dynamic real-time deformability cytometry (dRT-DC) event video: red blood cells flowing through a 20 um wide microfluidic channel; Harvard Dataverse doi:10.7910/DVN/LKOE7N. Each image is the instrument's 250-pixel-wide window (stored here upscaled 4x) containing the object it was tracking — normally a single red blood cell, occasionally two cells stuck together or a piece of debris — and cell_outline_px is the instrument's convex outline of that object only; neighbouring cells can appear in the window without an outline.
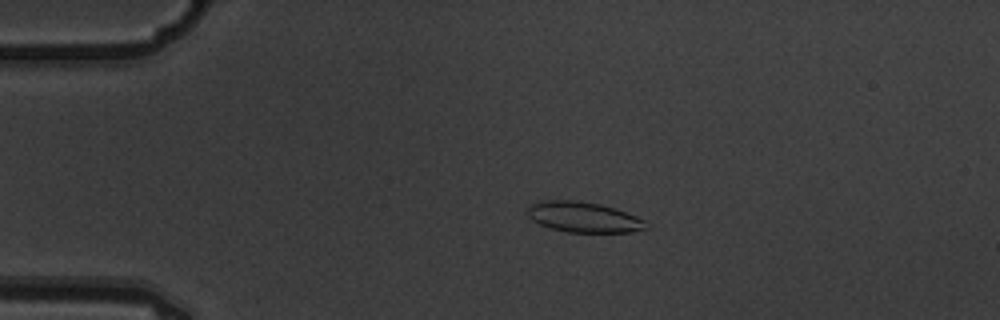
{"species": "common noctule bat (a hibernating species)", "species_latin": "Nyctalus noctula", "temperature_condition": "warm", "stored_images_in_passage": 5, "camera_frame_rate_fps": 3000, "um_per_image_px": 0.085, "animal": {"sex": "male", "body_mass_g": 19.5, "forearm_length_mm": 54.6}, "frame": {"image": 1, "passage_image": 4, "time_ms": 1.0, "image_size_px": [1000, 320], "cell_outline_px": [[648, 228], [632, 232], [568, 232], [548, 228], [532, 220], [528, 216], [528, 208], [536, 200], [576, 200], [600, 204], [636, 216], [644, 220]], "centroid_in_image_um": [49.56, 18.45], "position_along_channel_um": 35.4, "area_um2": 20.98}}